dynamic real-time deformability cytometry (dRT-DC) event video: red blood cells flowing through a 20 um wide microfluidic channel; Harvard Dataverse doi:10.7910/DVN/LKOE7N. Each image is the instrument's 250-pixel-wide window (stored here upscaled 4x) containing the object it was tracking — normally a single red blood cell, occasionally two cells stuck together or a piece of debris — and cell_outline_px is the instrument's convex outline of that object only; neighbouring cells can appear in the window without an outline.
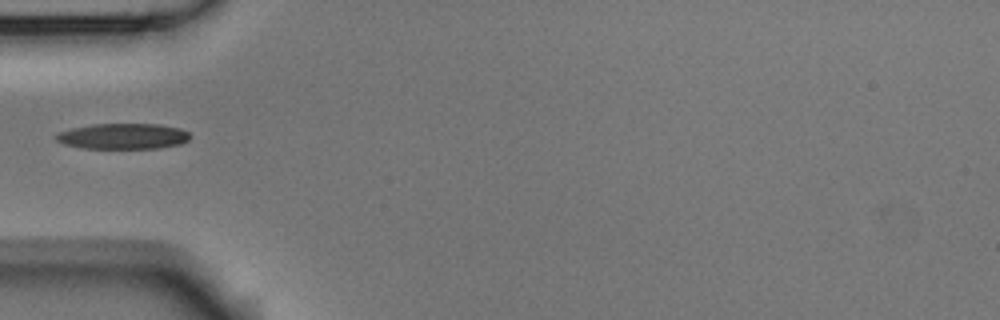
{"species": "Egyptian fruit bat (a non-hibernating species)", "species_latin": "Rousettus aegyptiacus", "temperature_condition": "room temperature", "stored_images_in_passage": 1, "camera_frame_rate_fps": 3000, "um_per_image_px": 0.085, "animal": {"sex": "male"}, "frame": {"image": 1, "passage_image": 1, "time_ms": 0.0, "image_size_px": [1000, 320], "cell_outline_px": [[192, 136], [188, 140], [180, 144], [160, 148], [80, 148], [64, 144], [56, 140], [52, 136], [60, 132], [72, 128], [92, 124], [160, 124], [180, 128], [188, 132]], "centroid_in_image_um": [10.46, 11.58], "position_along_channel_um": 74.5, "area_um2": 20.17}}